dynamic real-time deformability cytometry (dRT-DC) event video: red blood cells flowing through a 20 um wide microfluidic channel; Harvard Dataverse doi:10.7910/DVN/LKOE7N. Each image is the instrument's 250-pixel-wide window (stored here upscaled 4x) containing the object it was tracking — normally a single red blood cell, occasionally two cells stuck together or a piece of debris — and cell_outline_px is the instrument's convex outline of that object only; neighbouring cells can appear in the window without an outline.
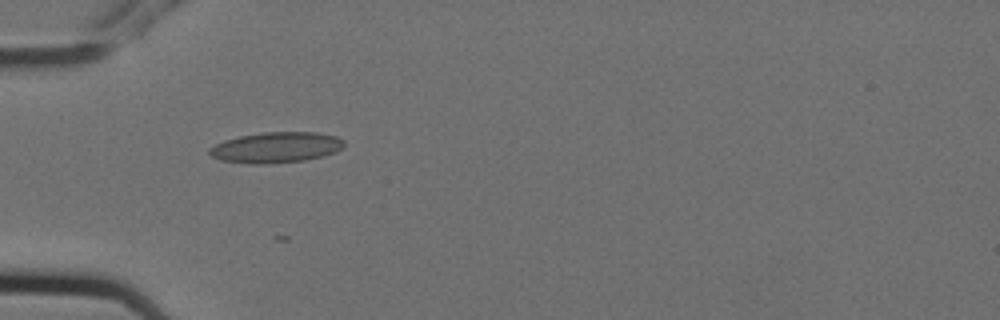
{"species": "Egyptian fruit bat (a non-hibernating species)", "species_latin": "Rousettus aegyptiacus", "temperature_condition": "cold", "stored_images_in_passage": 3, "camera_frame_rate_fps": 3000, "um_per_image_px": 0.085, "animal": {"sex": "female"}, "frame": {"image": 1, "passage_image": 2, "time_ms": 0.333, "image_size_px": [1000, 320], "cell_outline_px": [[344, 144], [336, 152], [324, 156], [304, 160], [264, 164], [248, 164], [220, 160], [212, 156], [208, 152], [208, 148], [224, 140], [240, 136], [264, 132], [316, 132], [336, 136], [344, 140]], "centroid_in_image_um": [23.45, 12.53], "position_along_channel_um": 61.5, "area_um2": 24.1}}
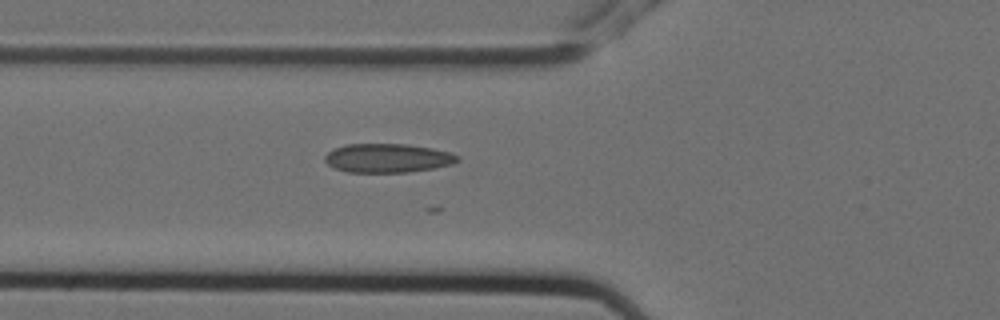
{"frame": {"image": 2, "passage_image": 3, "time_ms": 0.667, "image_size_px": [1000, 320], "cell_outline_px": [[460, 160], [452, 164], [432, 168], [408, 172], [348, 172], [336, 168], [328, 164], [324, 160], [324, 156], [332, 148], [348, 144], [408, 144], [432, 148], [448, 152], [460, 156]], "centroid_in_image_um": [32.94, 13.43], "position_along_channel_um": 92.9, "area_um2": 22.31}}